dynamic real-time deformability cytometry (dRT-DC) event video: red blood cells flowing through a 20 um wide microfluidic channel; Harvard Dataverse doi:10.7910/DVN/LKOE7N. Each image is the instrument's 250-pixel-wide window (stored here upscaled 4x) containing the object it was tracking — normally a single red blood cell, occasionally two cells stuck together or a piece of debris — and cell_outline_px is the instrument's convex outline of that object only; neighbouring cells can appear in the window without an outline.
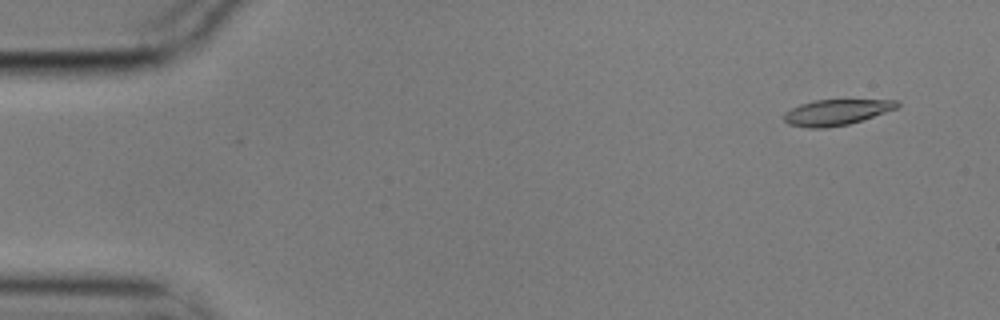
{"species": "common noctule bat (a hibernating species)", "species_latin": "Nyctalus noctula", "temperature_condition": "cold", "stored_images_in_passage": 6, "camera_frame_rate_fps": 3000, "um_per_image_px": 0.085, "animal": {"sex": "male", "body_mass_g": 17.9}, "frame": {"image": 1, "passage_image": 2, "time_ms": 0.333, "image_size_px": [1000, 320], "cell_outline_px": [[900, 104], [896, 108], [848, 124], [824, 128], [808, 128], [788, 124], [784, 120], [784, 112], [800, 104], [816, 100], [900, 100]], "centroid_in_image_um": [71.05, 9.54], "position_along_channel_um": 14.0, "area_um2": 16.7}}
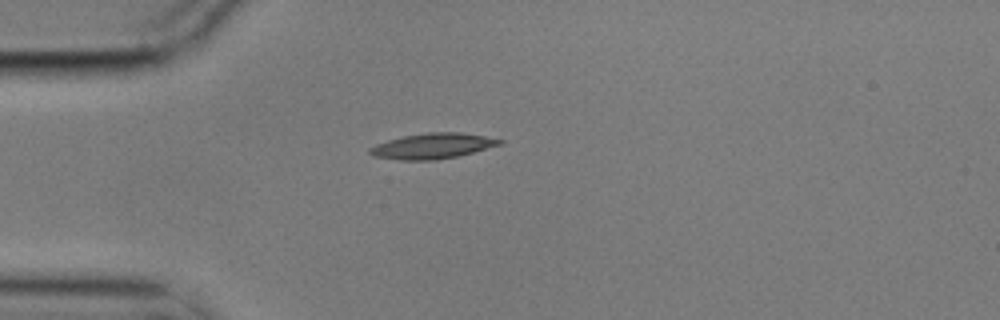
{"frame": {"image": 2, "passage_image": 5, "time_ms": 1.333, "image_size_px": [1000, 320], "cell_outline_px": [[504, 144], [460, 156], [436, 160], [400, 160], [372, 156], [368, 152], [368, 148], [376, 144], [388, 140], [404, 136], [428, 132], [460, 132], [484, 136], [504, 140]], "centroid_in_image_um": [36.79, 12.41], "position_along_channel_um": 48.2, "area_um2": 19.48}}